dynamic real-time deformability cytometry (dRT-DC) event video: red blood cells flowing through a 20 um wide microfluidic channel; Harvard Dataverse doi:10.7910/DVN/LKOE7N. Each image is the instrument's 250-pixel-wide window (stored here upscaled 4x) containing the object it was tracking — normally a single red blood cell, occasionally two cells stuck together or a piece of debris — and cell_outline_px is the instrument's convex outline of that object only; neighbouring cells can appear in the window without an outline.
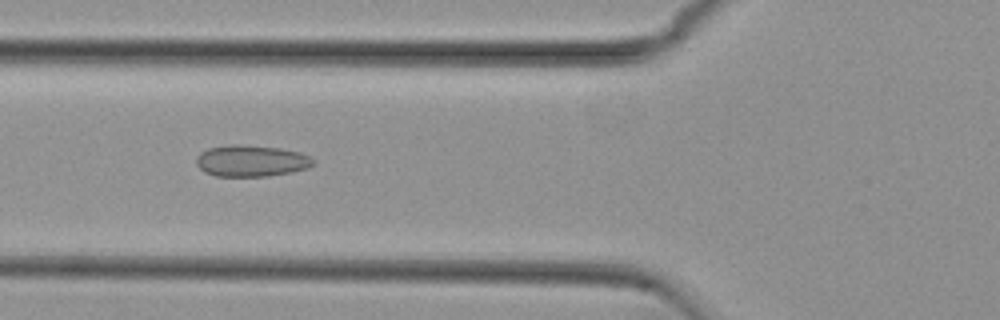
{"species": "common noctule bat (a hibernating species)", "species_latin": "Nyctalus noctula", "temperature_condition": "cold", "stored_images_in_passage": 53, "camera_frame_rate_fps": 3000, "um_per_image_px": 0.085, "animal": {"sex": "female", "body_mass_g": 29.2, "forearm_length_mm": 56.3}, "frame": {"image": 1, "passage_image": 19, "time_ms": 6.0, "image_size_px": [1000, 320], "cell_outline_px": [[316, 164], [308, 168], [292, 172], [268, 176], [216, 176], [204, 172], [196, 164], [196, 156], [200, 152], [208, 148], [228, 144], [240, 144], [280, 148], [300, 152], [316, 160]], "centroid_in_image_um": [21.36, 13.67], "position_along_channel_um": 104.4, "area_um2": 21.73}}
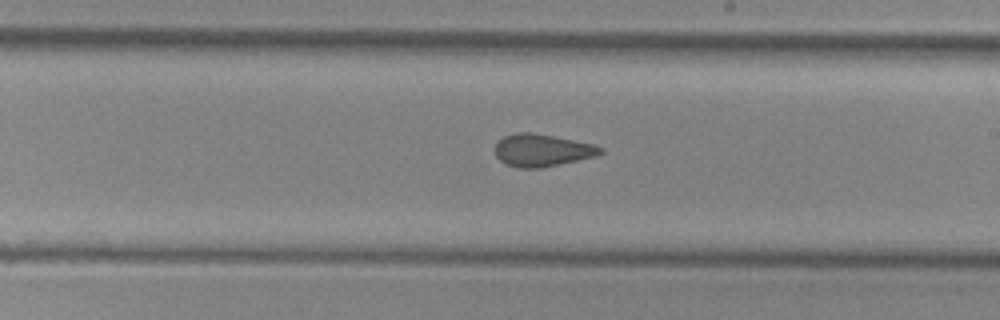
{"frame": {"image": 2, "passage_image": 30, "time_ms": 9.667, "image_size_px": [1000, 320], "cell_outline_px": [[604, 152], [596, 156], [540, 168], [516, 168], [504, 164], [496, 156], [496, 144], [504, 136], [516, 132], [532, 132], [592, 144], [604, 148]], "centroid_in_image_um": [46.06, 12.78], "position_along_channel_um": 242.9, "area_um2": 19.77}}
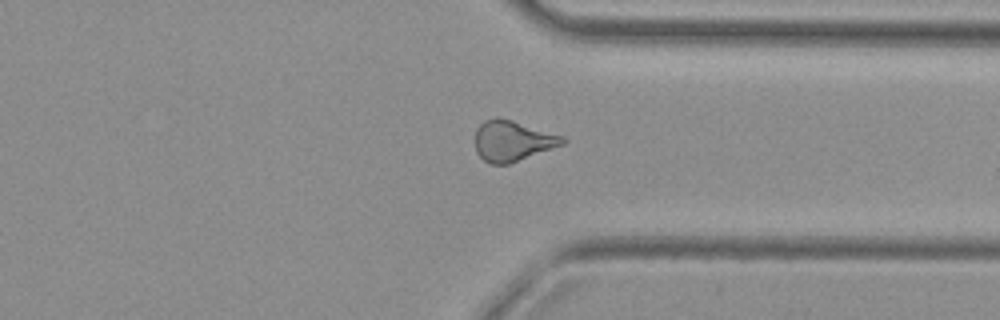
{"frame": {"image": 3, "passage_image": 40, "time_ms": 13.0, "image_size_px": [1000, 320], "cell_outline_px": [[568, 140], [564, 144], [508, 164], [492, 164], [484, 160], [476, 152], [476, 128], [484, 120], [496, 116], [512, 120], [564, 136]], "centroid_in_image_um": [43.56, 11.96], "position_along_channel_um": 367.8, "area_um2": 20.63}, "authors_computed_cell_mechanics": {"area_um2": 20.8658, "velocity_mm_per_s": 3.7756, "shape_relaxation_time_tau1_ms": null, "shape_relaxation_time_tau2_ms": 2.3461, "deformation_change_tau1": null, "deformation_change_tau2": 0.0851}}